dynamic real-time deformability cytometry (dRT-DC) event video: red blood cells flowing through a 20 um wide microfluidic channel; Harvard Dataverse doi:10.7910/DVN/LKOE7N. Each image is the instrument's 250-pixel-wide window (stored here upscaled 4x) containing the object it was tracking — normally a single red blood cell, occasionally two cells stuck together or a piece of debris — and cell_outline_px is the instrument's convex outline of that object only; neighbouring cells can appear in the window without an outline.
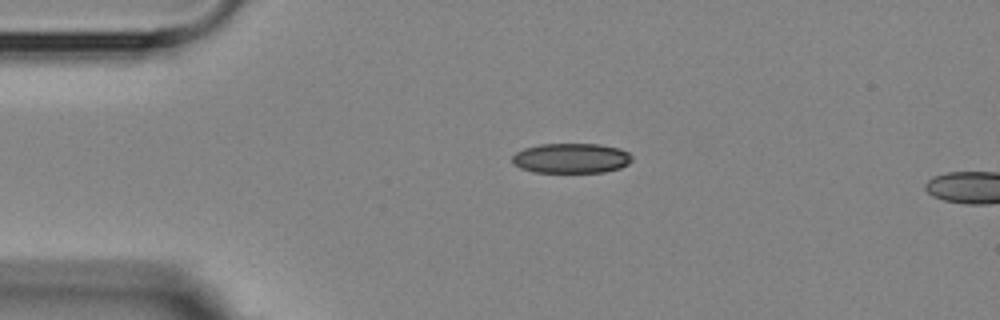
{"species": "Egyptian fruit bat (a non-hibernating species)", "species_latin": "Rousettus aegyptiacus", "temperature_condition": "room temperature", "stored_images_in_passage": 2, "camera_frame_rate_fps": 3000, "um_per_image_px": 0.085, "animal": {"sex": "female"}, "frame": {"image": 1, "passage_image": 1, "time_ms": 0.0, "image_size_px": [1000, 320], "cell_outline_px": [[632, 160], [628, 164], [620, 168], [604, 172], [532, 172], [520, 168], [512, 164], [512, 156], [516, 152], [524, 148], [540, 144], [600, 144], [620, 148], [628, 152], [632, 156]], "centroid_in_image_um": [48.54, 13.45], "position_along_channel_um": 36.5, "area_um2": 21.1}}